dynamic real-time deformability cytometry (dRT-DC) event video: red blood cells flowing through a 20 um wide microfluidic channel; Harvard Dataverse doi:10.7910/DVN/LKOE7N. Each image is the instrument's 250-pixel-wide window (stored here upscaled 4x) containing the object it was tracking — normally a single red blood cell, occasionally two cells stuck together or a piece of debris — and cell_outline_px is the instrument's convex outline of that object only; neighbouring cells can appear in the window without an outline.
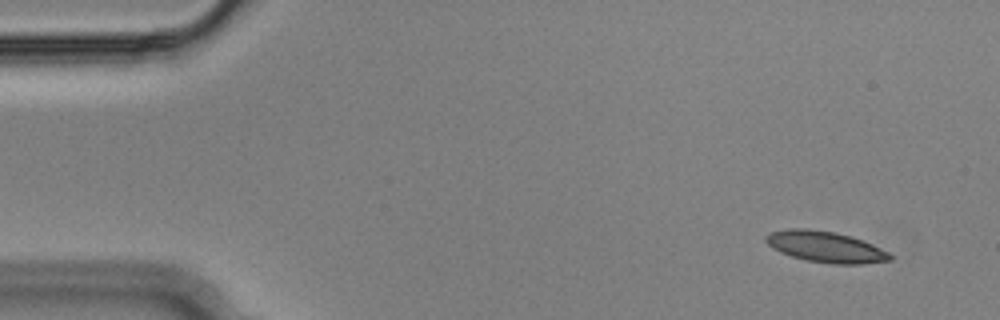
{"species": "Egyptian fruit bat (a non-hibernating species)", "species_latin": "Rousettus aegyptiacus", "temperature_condition": "cold", "stored_images_in_passage": 52, "camera_frame_rate_fps": 3000, "um_per_image_px": 0.085, "animal": {"sex": "male"}, "frame": {"image": 1, "passage_image": 1, "time_ms": 0.0, "image_size_px": [1000, 320], "cell_outline_px": [[892, 260], [864, 264], [832, 264], [808, 260], [792, 256], [780, 252], [772, 248], [764, 240], [764, 236], [768, 232], [788, 228], [808, 228], [832, 232], [852, 236], [872, 244], [888, 252], [892, 256]], "centroid_in_image_um": [70.14, 20.97], "position_along_channel_um": 14.9, "area_um2": 22.54}}
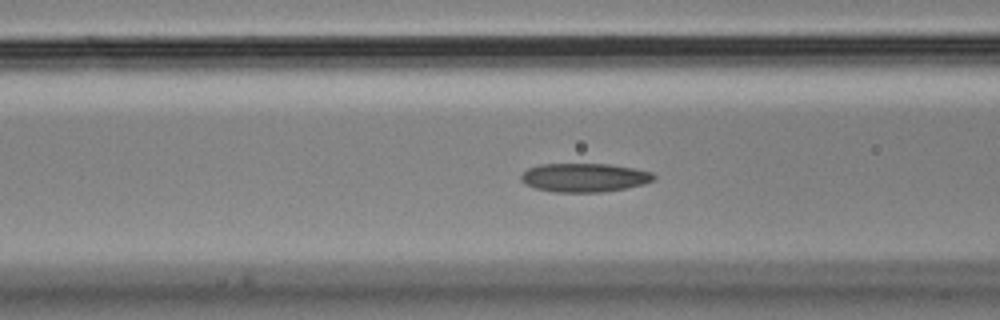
{"frame": {"image": 2, "passage_image": 18, "time_ms": 5.667, "image_size_px": [1000, 320], "cell_outline_px": [[656, 176], [652, 180], [644, 184], [604, 192], [556, 192], [536, 188], [524, 184], [520, 180], [520, 176], [528, 168], [540, 164], [608, 164], [632, 168], [652, 172]], "centroid_in_image_um": [49.64, 15.09], "position_along_channel_um": 117.0, "area_um2": 22.14}}
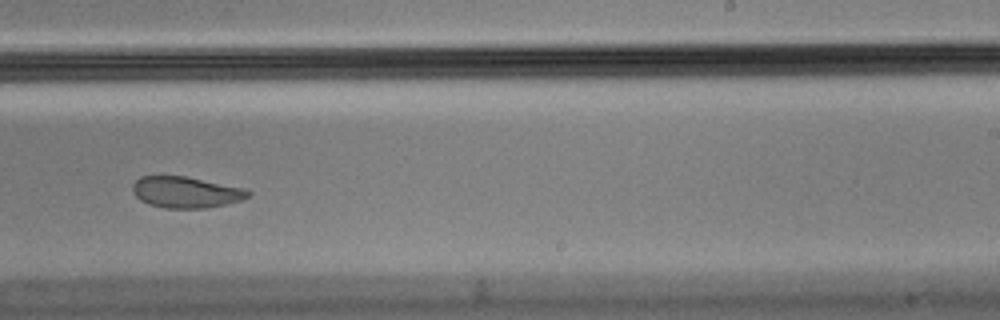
{"frame": {"image": 3, "passage_image": 31, "time_ms": 10.0, "image_size_px": [1000, 320], "cell_outline_px": [[252, 192], [248, 196], [240, 200], [208, 208], [164, 208], [148, 204], [140, 200], [132, 192], [132, 184], [140, 176], [184, 176], [248, 188]], "centroid_in_image_um": [15.8, 16.33], "position_along_channel_um": 273.2, "area_um2": 21.15}, "authors_computed_cell_mechanics": {"area_um2": 22.542, "velocity_mm_per_s": 3.6059, "shape_relaxation_time_tau1_ms": 4.2605, "shape_relaxation_time_tau2_ms": 1.9889, "deformation_change_tau1": 0.1464, "deformation_change_tau2": 0.0748}}